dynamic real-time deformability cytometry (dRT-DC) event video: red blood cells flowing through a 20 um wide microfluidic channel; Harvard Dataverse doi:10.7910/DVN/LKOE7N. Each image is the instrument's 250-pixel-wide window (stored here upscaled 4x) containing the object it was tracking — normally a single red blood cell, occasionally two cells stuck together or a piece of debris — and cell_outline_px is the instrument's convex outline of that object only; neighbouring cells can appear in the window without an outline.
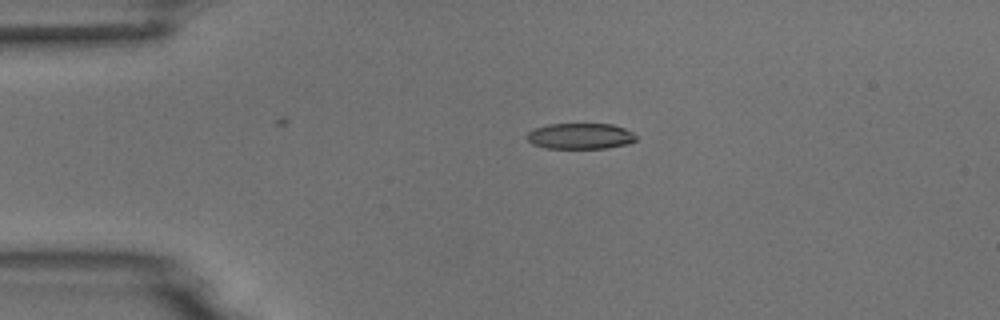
{"species": "common noctule bat (a hibernating species)", "species_latin": "Nyctalus noctula", "temperature_condition": "room temperature", "stored_images_in_passage": 3, "camera_frame_rate_fps": 3000, "um_per_image_px": 0.085, "animal": {"sex": "male", "body_mass_g": 18.8}, "frame": {"image": 1, "passage_image": 2, "time_ms": 1.0, "image_size_px": [1000, 320], "cell_outline_px": [[636, 140], [628, 144], [608, 148], [544, 148], [532, 144], [524, 136], [528, 132], [536, 128], [548, 124], [612, 124], [624, 128], [632, 132], [636, 136]], "centroid_in_image_um": [49.31, 11.57], "position_along_channel_um": 35.7, "area_um2": 16.53}}